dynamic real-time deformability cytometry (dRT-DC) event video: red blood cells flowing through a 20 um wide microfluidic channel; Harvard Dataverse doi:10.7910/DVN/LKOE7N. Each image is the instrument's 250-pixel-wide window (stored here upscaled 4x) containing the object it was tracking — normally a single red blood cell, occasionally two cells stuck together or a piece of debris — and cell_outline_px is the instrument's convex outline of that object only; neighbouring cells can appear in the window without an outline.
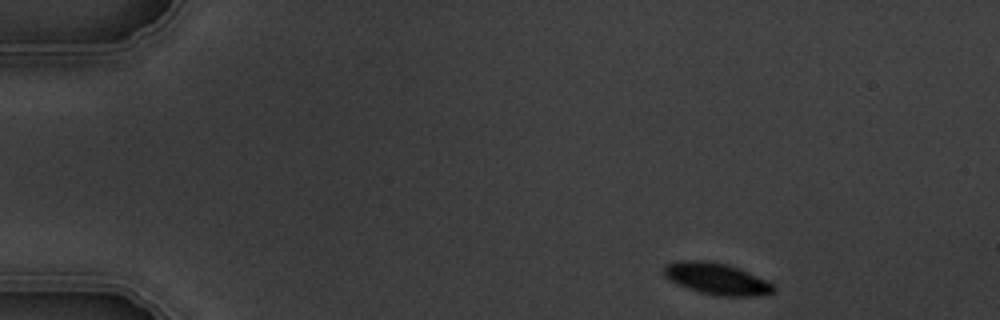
{"species": "common noctule bat (a hibernating species)", "species_latin": "Nyctalus noctula", "temperature_condition": "warm", "stored_images_in_passage": 5, "camera_frame_rate_fps": 3000, "um_per_image_px": 0.085, "animal": {"sex": "male", "body_mass_g": 19.5, "forearm_length_mm": 54.6}, "frame": {"image": 1, "passage_image": 1, "time_ms": 0.0, "image_size_px": [1000, 320], "cell_outline_px": [[776, 292], [748, 296], [716, 296], [700, 292], [676, 284], [668, 280], [664, 276], [664, 264], [676, 260], [704, 260], [728, 264], [740, 268], [772, 284], [776, 288]], "centroid_in_image_um": [60.85, 23.68], "position_along_channel_um": 24.1, "area_um2": 20.29}}
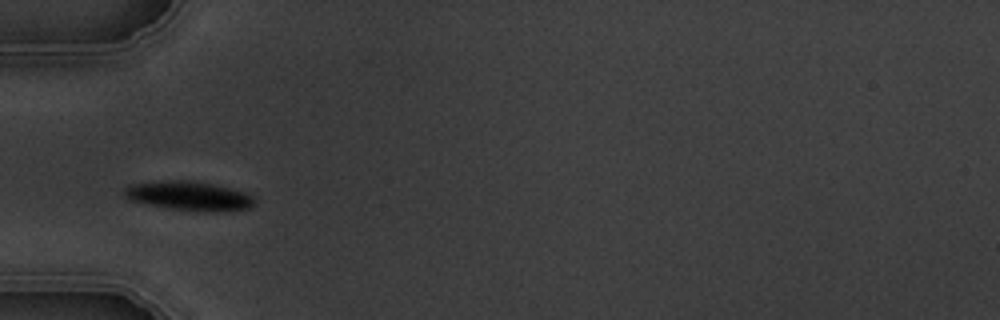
{"frame": {"image": 2, "passage_image": 4, "time_ms": 3.667, "image_size_px": [1000, 320], "cell_outline_px": [[256, 204], [248, 208], [224, 212], [196, 212], [164, 208], [128, 200], [124, 196], [124, 188], [132, 184], [168, 180], [192, 180], [212, 184], [244, 192], [252, 196], [256, 200]], "centroid_in_image_um": [16.06, 16.68], "position_along_channel_um": 68.9, "area_um2": 22.54}}